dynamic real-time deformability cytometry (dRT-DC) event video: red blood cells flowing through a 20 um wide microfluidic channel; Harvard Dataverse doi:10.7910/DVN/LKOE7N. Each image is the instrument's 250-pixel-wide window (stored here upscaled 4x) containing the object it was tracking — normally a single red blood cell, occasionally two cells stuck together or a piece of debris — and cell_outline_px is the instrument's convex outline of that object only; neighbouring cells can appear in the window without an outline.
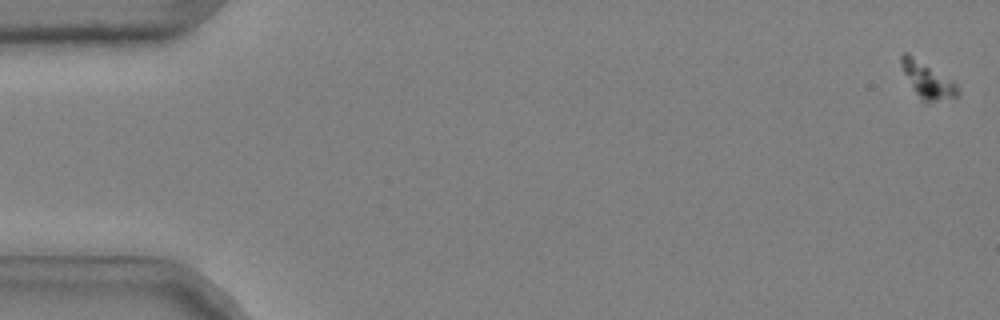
{"species": "common noctule bat (a hibernating species)", "species_latin": "Nyctalus noctula", "temperature_condition": "cold", "stored_images_in_passage": 51, "camera_frame_rate_fps": 3000, "um_per_image_px": 0.085, "animal": {"sex": "male", "body_mass_g": 20.4}, "frame": {"image": 1, "passage_image": 2, "time_ms": 0.333, "image_size_px": [1000, 320], "cell_outline_px": [[960, 92], [956, 96], [936, 100], [920, 100], [904, 72], [900, 60], [900, 56], [904, 52], [908, 52], [956, 84]], "centroid_in_image_um": [78.8, 6.77], "position_along_channel_um": 6.2, "area_um2": 11.1}}
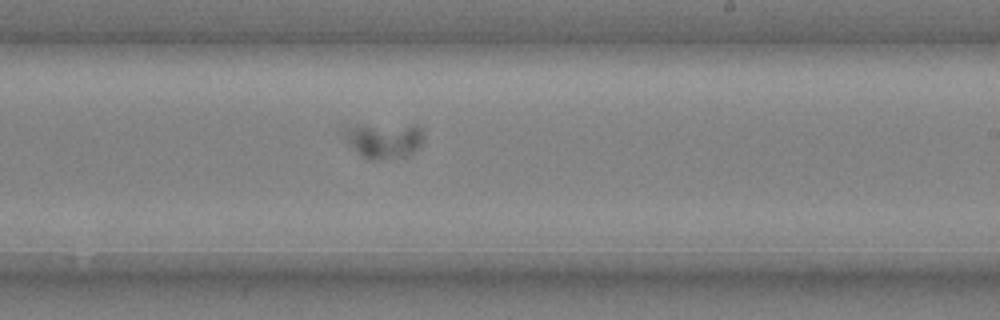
{"frame": {"image": 2, "passage_image": 35, "time_ms": 11.333, "image_size_px": [1000, 320], "cell_outline_px": [[420, 144], [412, 152], [404, 156], [376, 160], [368, 160], [360, 156], [348, 140], [344, 132], [352, 128], [412, 124], [420, 124]], "centroid_in_image_um": [32.69, 11.97], "position_along_channel_um": 256.3, "area_um2": 15.26}}
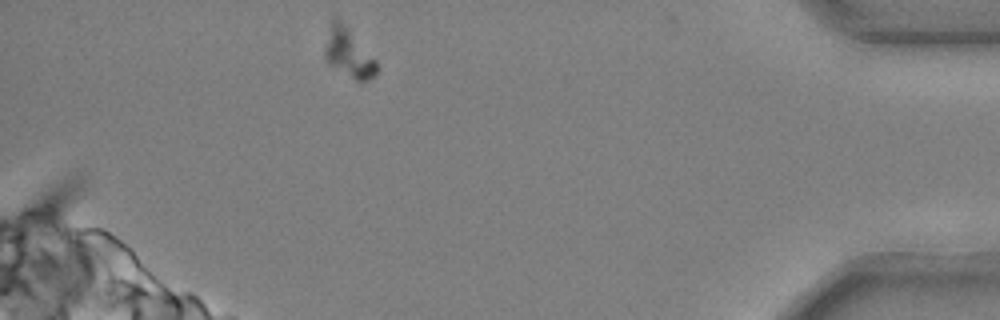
{"frame": {"image": 3, "passage_image": 51, "time_ms": 16.667, "image_size_px": [1000, 320], "cell_outline_px": [[376, 76], [368, 80], [356, 80], [332, 64], [324, 56], [324, 48], [332, 16], [336, 16], [348, 28], [376, 60]], "centroid_in_image_um": [29.62, 4.45], "position_along_channel_um": 405.6, "area_um2": 14.28}}